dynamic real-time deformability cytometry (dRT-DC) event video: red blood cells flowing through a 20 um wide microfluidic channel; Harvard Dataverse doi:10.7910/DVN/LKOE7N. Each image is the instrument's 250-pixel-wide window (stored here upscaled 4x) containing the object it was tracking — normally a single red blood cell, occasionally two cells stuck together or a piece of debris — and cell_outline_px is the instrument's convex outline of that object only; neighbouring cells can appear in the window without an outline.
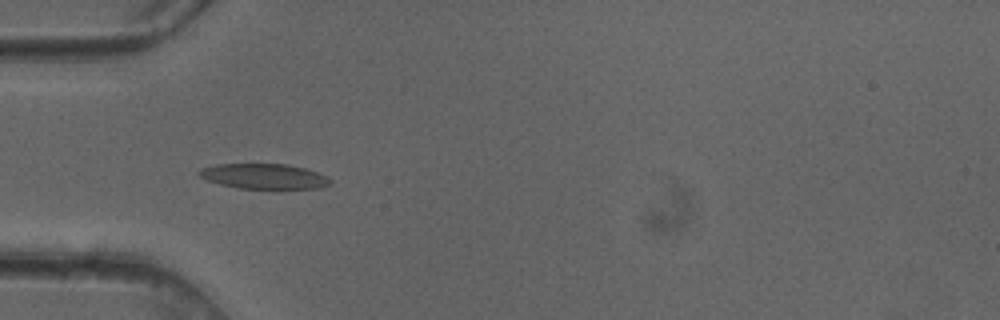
{"species": "common noctule bat (a hibernating species)", "species_latin": "Nyctalus noctula", "temperature_condition": "cold", "stored_images_in_passage": 43, "camera_frame_rate_fps": 3000, "um_per_image_px": 0.085, "animal": {"sex": "female"}, "frame": {"image": 1, "passage_image": 9, "time_ms": 2.667, "image_size_px": [1000, 320], "cell_outline_px": [[332, 184], [320, 188], [280, 192], [240, 188], [220, 184], [204, 180], [196, 172], [200, 168], [216, 164], [288, 164], [304, 168], [328, 176], [332, 180]], "centroid_in_image_um": [22.5, 15.04], "position_along_channel_um": 62.5, "area_um2": 20.46}}
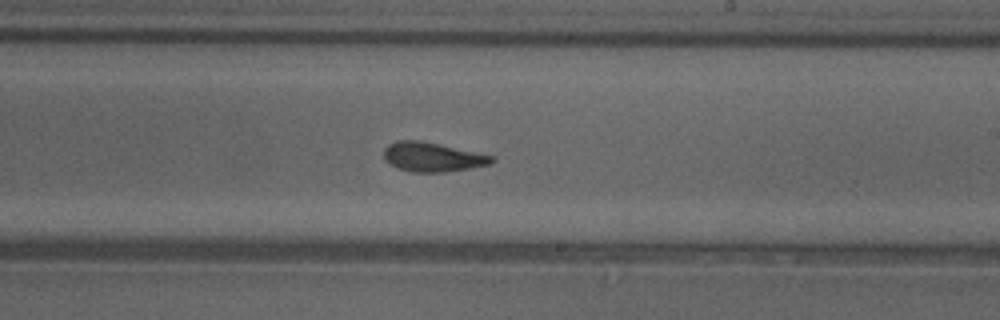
{"frame": {"image": 2, "passage_image": 23, "time_ms": 7.333, "image_size_px": [1000, 320], "cell_outline_px": [[496, 160], [492, 164], [444, 172], [412, 172], [396, 168], [388, 164], [384, 160], [384, 148], [388, 144], [396, 140], [420, 140], [496, 156]], "centroid_in_image_um": [36.75, 13.34], "position_along_channel_um": 252.3, "area_um2": 18.67}}
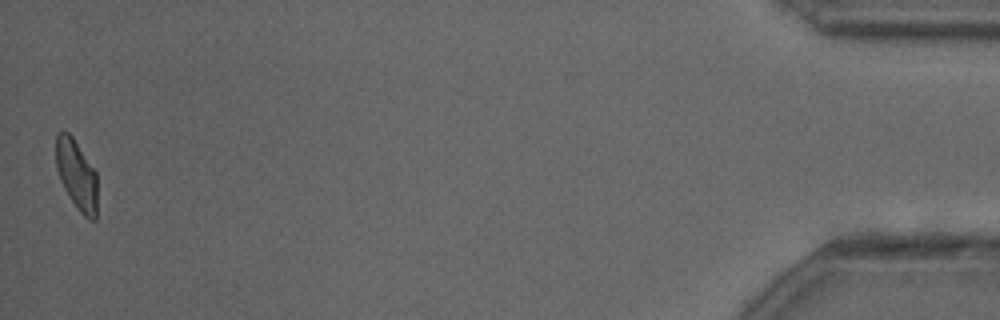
{"frame": {"image": 3, "passage_image": 43, "time_ms": 14.0, "image_size_px": [1000, 320], "cell_outline_px": [[96, 220], [88, 220], [76, 208], [68, 196], [60, 180], [56, 168], [56, 132], [68, 132], [72, 136], [96, 172]], "centroid_in_image_um": [6.49, 14.88], "position_along_channel_um": 428.7, "area_um2": 16.82}, "authors_computed_cell_mechanics": {"area_um2": 18.6116, "velocity_mm_per_s": 4.0966, "shape_relaxation_time_tau1_ms": 11.0856, "shape_relaxation_time_tau2_ms": 1.7837, "deformation_change_tau1": 0.2364, "deformation_change_tau2": 0.0916}}